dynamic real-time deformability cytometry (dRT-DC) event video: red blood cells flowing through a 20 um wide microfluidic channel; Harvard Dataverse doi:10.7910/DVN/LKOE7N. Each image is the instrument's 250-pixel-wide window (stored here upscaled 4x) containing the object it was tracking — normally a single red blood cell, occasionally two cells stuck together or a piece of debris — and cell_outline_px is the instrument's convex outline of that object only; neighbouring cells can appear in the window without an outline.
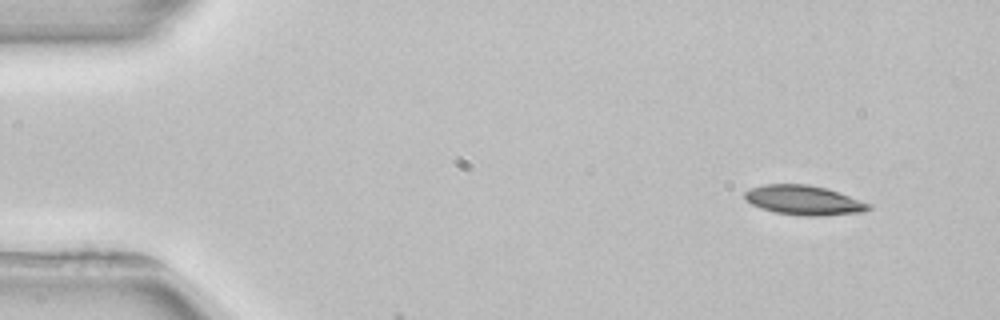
{"species": "common noctule bat (a hibernating species)", "species_latin": "Nyctalus noctula", "temperature_condition": "room temperature", "stored_images_in_passage": 2, "camera_frame_rate_fps": 3000, "um_per_image_px": 0.085, "animal": {"sex": "female", "body_mass_g": 22.7, "forearm_length_mm": 54.2}, "frame": {"image": 1, "passage_image": 1, "time_ms": 0.0, "image_size_px": [1000, 320], "cell_outline_px": [[872, 208], [864, 212], [820, 216], [804, 216], [776, 212], [760, 208], [752, 204], [744, 196], [744, 192], [752, 188], [764, 184], [808, 184], [828, 188], [872, 204]], "centroid_in_image_um": [68.38, 17.02], "position_along_channel_um": 16.6, "area_um2": 21.39}}